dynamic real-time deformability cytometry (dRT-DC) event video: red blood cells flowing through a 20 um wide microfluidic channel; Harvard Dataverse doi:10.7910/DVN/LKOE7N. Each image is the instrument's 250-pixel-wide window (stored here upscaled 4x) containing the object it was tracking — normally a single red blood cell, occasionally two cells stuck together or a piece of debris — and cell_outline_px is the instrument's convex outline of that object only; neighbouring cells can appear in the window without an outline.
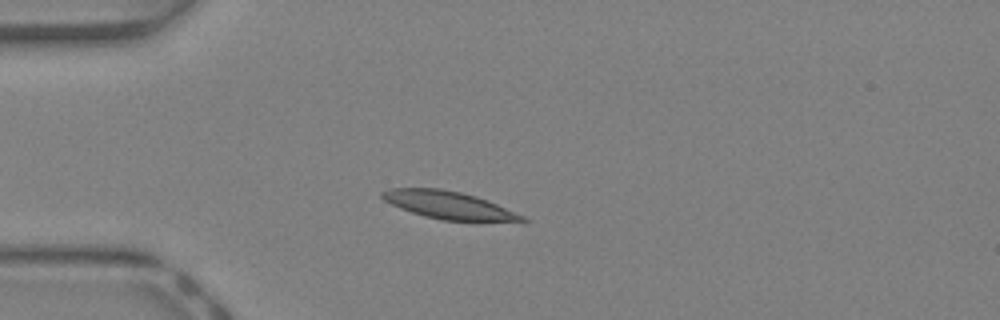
{"species": "Egyptian fruit bat (a non-hibernating species)", "species_latin": "Rousettus aegyptiacus", "temperature_condition": "warm", "stored_images_in_passage": 32, "camera_frame_rate_fps": 3000, "um_per_image_px": 0.085, "animal": {"sex": "female"}, "frame": {"image": 1, "passage_image": 5, "time_ms": 1.333, "image_size_px": [1000, 320], "cell_outline_px": [[532, 220], [476, 224], [440, 220], [424, 216], [400, 208], [384, 200], [380, 196], [380, 192], [388, 188], [440, 188], [460, 192], [476, 196], [496, 204], [524, 216]], "centroid_in_image_um": [38.2, 17.49], "position_along_channel_um": 46.8, "area_um2": 23.35}}
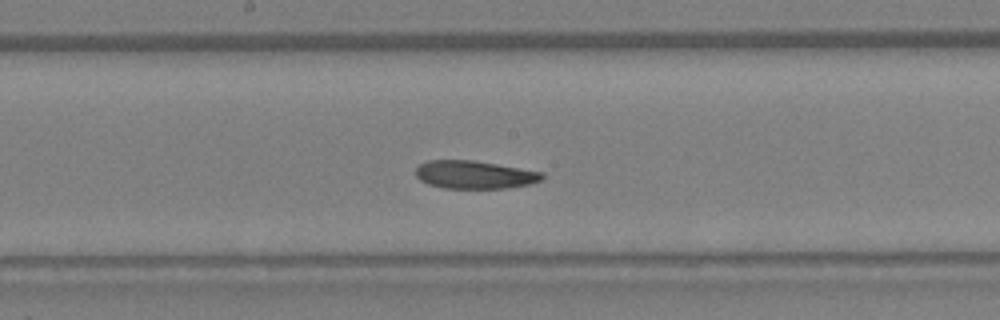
{"frame": {"image": 2, "passage_image": 16, "time_ms": 5.0, "image_size_px": [1000, 320], "cell_outline_px": [[544, 180], [528, 184], [508, 188], [444, 188], [428, 184], [420, 180], [416, 176], [416, 168], [420, 164], [428, 160], [472, 160], [544, 172]], "centroid_in_image_um": [40.34, 14.85], "position_along_channel_um": 207.9, "area_um2": 20.63}}
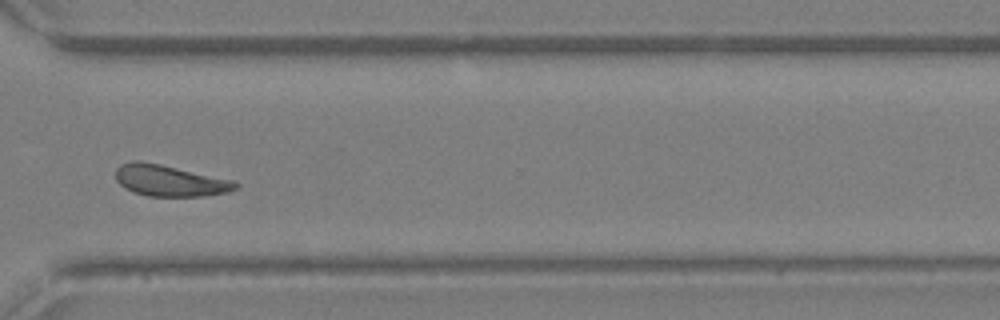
{"frame": {"image": 3, "passage_image": 25, "time_ms": 8.0, "image_size_px": [1000, 320], "cell_outline_px": [[240, 184], [236, 188], [228, 192], [204, 196], [148, 196], [124, 188], [116, 180], [116, 168], [120, 164], [132, 160], [140, 160], [160, 164], [236, 180]], "centroid_in_image_um": [14.45, 15.34], "position_along_channel_um": 356.2, "area_um2": 22.02}, "authors_computed_cell_mechanics": {"area_um2": 22.3686, "velocity_mm_per_s": 4.9349, "shape_relaxation_time_tau1_ms": 7.4785, "shape_relaxation_time_tau2_ms": 6.3244, "deformation_change_tau1": 0.1707, "deformation_change_tau2": 0.164}}